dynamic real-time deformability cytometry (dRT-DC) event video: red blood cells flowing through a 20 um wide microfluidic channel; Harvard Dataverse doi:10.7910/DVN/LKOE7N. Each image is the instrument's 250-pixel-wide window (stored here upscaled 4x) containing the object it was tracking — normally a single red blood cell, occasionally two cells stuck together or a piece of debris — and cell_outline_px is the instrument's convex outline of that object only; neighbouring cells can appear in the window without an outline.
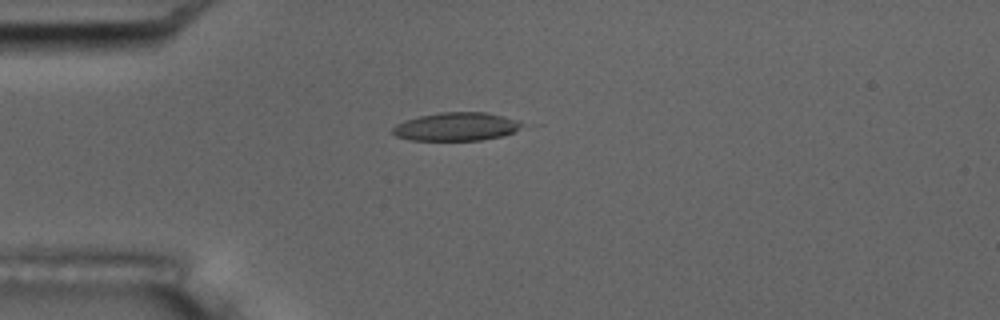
{"species": "common noctule bat (a hibernating species)", "species_latin": "Nyctalus noctula", "temperature_condition": "room temperature", "stored_images_in_passage": 6, "camera_frame_rate_fps": 3000, "um_per_image_px": 0.085, "animal": {"sex": "male", "body_mass_g": 17.5, "forearm_length_mm": 52.3}, "frame": {"image": 1, "passage_image": 1, "time_ms": 0.0, "image_size_px": [1000, 320], "cell_outline_px": [[524, 124], [512, 132], [504, 136], [480, 140], [412, 140], [396, 136], [392, 132], [392, 128], [396, 124], [404, 120], [420, 116], [440, 112], [488, 112], [520, 120]], "centroid_in_image_um": [38.79, 10.75], "position_along_channel_um": 46.2, "area_um2": 21.39}}